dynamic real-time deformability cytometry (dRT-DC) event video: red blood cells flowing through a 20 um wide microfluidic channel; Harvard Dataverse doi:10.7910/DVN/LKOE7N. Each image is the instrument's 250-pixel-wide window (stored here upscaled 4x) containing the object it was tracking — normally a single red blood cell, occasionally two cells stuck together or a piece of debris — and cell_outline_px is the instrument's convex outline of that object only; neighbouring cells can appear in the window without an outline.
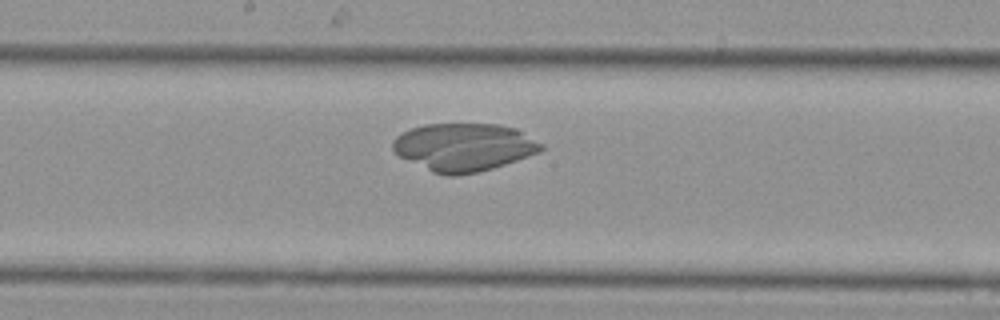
{"species": "Egyptian fruit bat (a non-hibernating species)", "species_latin": "Rousettus aegyptiacus", "temperature_condition": "cold", "stored_images_in_passage": 29, "camera_frame_rate_fps": 3000, "um_per_image_px": 0.085, "animal": {"sex": "female"}, "frame": {"image": 1, "passage_image": 15, "time_ms": 4.667, "image_size_px": [1000, 320], "cell_outline_px": [[544, 148], [540, 152], [492, 168], [476, 172], [456, 176], [448, 176], [432, 172], [400, 156], [392, 148], [392, 140], [396, 136], [412, 128], [424, 124], [500, 124], [516, 128], [544, 144]], "centroid_in_image_um": [39.44, 12.5], "position_along_channel_um": 208.8, "area_um2": 41.27}}
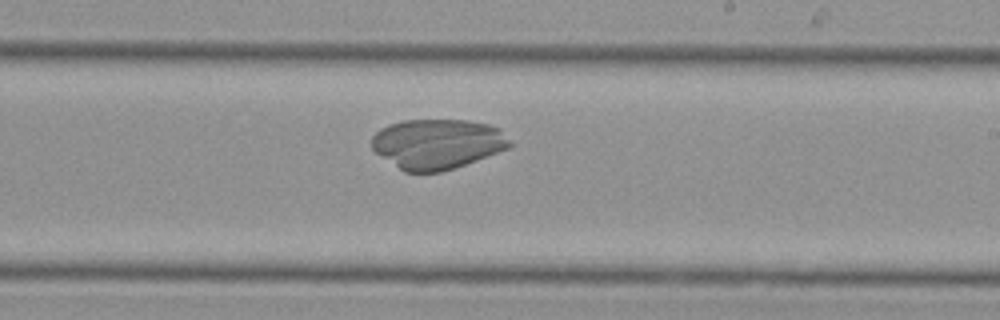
{"frame": {"image": 2, "passage_image": 17, "time_ms": 5.333, "image_size_px": [1000, 320], "cell_outline_px": [[512, 144], [508, 148], [476, 160], [440, 172], [404, 172], [376, 152], [372, 148], [372, 136], [380, 128], [388, 124], [404, 120], [468, 120], [488, 124], [500, 128]], "centroid_in_image_um": [37.16, 12.22], "position_along_channel_um": 251.8, "area_um2": 40.0}}
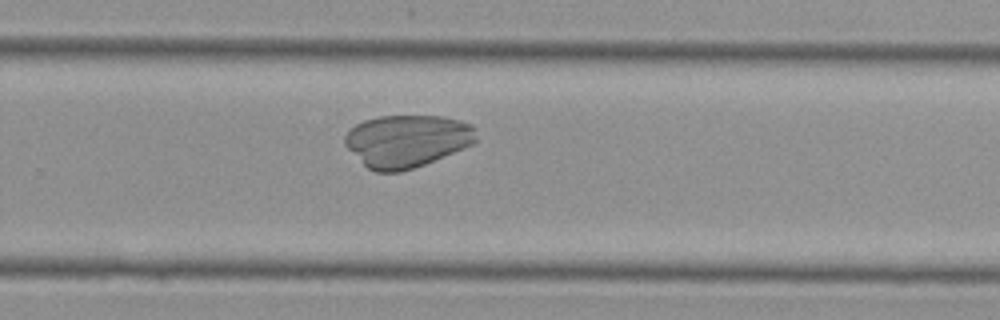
{"frame": {"image": 3, "passage_image": 19, "time_ms": 6.0, "image_size_px": [1000, 320], "cell_outline_px": [[476, 140], [472, 144], [424, 164], [400, 172], [376, 172], [368, 168], [344, 144], [344, 136], [356, 124], [364, 120], [380, 116], [440, 116], [460, 120], [472, 124]], "centroid_in_image_um": [34.57, 11.97], "position_along_channel_um": 295.2, "area_um2": 39.65}}